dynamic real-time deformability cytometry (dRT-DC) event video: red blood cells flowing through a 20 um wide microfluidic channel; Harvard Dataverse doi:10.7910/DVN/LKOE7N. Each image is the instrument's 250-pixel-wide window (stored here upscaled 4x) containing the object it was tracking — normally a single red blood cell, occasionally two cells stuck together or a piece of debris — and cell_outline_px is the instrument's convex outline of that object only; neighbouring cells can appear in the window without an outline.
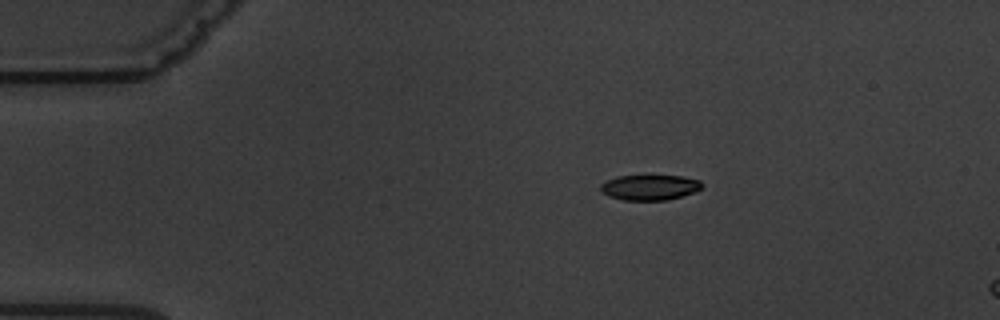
{"species": "common noctule bat (a hibernating species)", "species_latin": "Nyctalus noctula", "temperature_condition": "warm", "stored_images_in_passage": 2, "camera_frame_rate_fps": 3000, "um_per_image_px": 0.085, "animal": {"sex": "male", "body_mass_g": 19.5, "forearm_length_mm": 54.6}, "frame": {"image": 1, "passage_image": 1, "time_ms": 0.0, "image_size_px": [1000, 320], "cell_outline_px": [[704, 184], [700, 188], [692, 192], [668, 200], [624, 200], [608, 196], [600, 192], [600, 184], [616, 176], [680, 176], [700, 180]], "centroid_in_image_um": [55.18, 15.93], "position_along_channel_um": 29.8, "area_um2": 14.85}}